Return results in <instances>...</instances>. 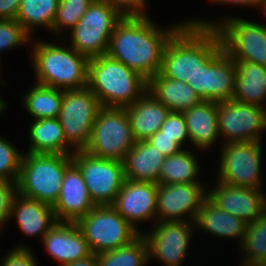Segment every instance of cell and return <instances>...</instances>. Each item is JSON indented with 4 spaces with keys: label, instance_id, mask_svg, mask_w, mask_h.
I'll use <instances>...</instances> for the list:
<instances>
[{
    "label": "cell",
    "instance_id": "cell-1",
    "mask_svg": "<svg viewBox=\"0 0 266 266\" xmlns=\"http://www.w3.org/2000/svg\"><path fill=\"white\" fill-rule=\"evenodd\" d=\"M183 25L164 30L147 16L123 17L114 27L107 55L148 80L160 72L165 47Z\"/></svg>",
    "mask_w": 266,
    "mask_h": 266
},
{
    "label": "cell",
    "instance_id": "cell-2",
    "mask_svg": "<svg viewBox=\"0 0 266 266\" xmlns=\"http://www.w3.org/2000/svg\"><path fill=\"white\" fill-rule=\"evenodd\" d=\"M221 48V38L215 28L184 23L167 43L159 73L166 78L192 82L200 68Z\"/></svg>",
    "mask_w": 266,
    "mask_h": 266
},
{
    "label": "cell",
    "instance_id": "cell-3",
    "mask_svg": "<svg viewBox=\"0 0 266 266\" xmlns=\"http://www.w3.org/2000/svg\"><path fill=\"white\" fill-rule=\"evenodd\" d=\"M87 87L102 107L125 108L147 91V79L106 54L89 58Z\"/></svg>",
    "mask_w": 266,
    "mask_h": 266
},
{
    "label": "cell",
    "instance_id": "cell-4",
    "mask_svg": "<svg viewBox=\"0 0 266 266\" xmlns=\"http://www.w3.org/2000/svg\"><path fill=\"white\" fill-rule=\"evenodd\" d=\"M31 52L37 84L61 90L87 87L89 58L71 46L36 42Z\"/></svg>",
    "mask_w": 266,
    "mask_h": 266
},
{
    "label": "cell",
    "instance_id": "cell-5",
    "mask_svg": "<svg viewBox=\"0 0 266 266\" xmlns=\"http://www.w3.org/2000/svg\"><path fill=\"white\" fill-rule=\"evenodd\" d=\"M72 154H23L16 192L20 195L54 205L60 193Z\"/></svg>",
    "mask_w": 266,
    "mask_h": 266
},
{
    "label": "cell",
    "instance_id": "cell-6",
    "mask_svg": "<svg viewBox=\"0 0 266 266\" xmlns=\"http://www.w3.org/2000/svg\"><path fill=\"white\" fill-rule=\"evenodd\" d=\"M186 24L215 28L222 48L234 61H246L266 67V25L245 19L229 17L221 23L190 20Z\"/></svg>",
    "mask_w": 266,
    "mask_h": 266
},
{
    "label": "cell",
    "instance_id": "cell-7",
    "mask_svg": "<svg viewBox=\"0 0 266 266\" xmlns=\"http://www.w3.org/2000/svg\"><path fill=\"white\" fill-rule=\"evenodd\" d=\"M134 144L135 139L125 108L102 107L84 151L98 158L123 162Z\"/></svg>",
    "mask_w": 266,
    "mask_h": 266
},
{
    "label": "cell",
    "instance_id": "cell-8",
    "mask_svg": "<svg viewBox=\"0 0 266 266\" xmlns=\"http://www.w3.org/2000/svg\"><path fill=\"white\" fill-rule=\"evenodd\" d=\"M76 223L95 254L126 246L140 235L112 205L95 206Z\"/></svg>",
    "mask_w": 266,
    "mask_h": 266
},
{
    "label": "cell",
    "instance_id": "cell-9",
    "mask_svg": "<svg viewBox=\"0 0 266 266\" xmlns=\"http://www.w3.org/2000/svg\"><path fill=\"white\" fill-rule=\"evenodd\" d=\"M123 16L105 0H93L71 30V47L88 58L106 55L115 25Z\"/></svg>",
    "mask_w": 266,
    "mask_h": 266
},
{
    "label": "cell",
    "instance_id": "cell-10",
    "mask_svg": "<svg viewBox=\"0 0 266 266\" xmlns=\"http://www.w3.org/2000/svg\"><path fill=\"white\" fill-rule=\"evenodd\" d=\"M101 108L100 101L88 87L62 90V105L58 119L72 151H84L87 147L92 127Z\"/></svg>",
    "mask_w": 266,
    "mask_h": 266
},
{
    "label": "cell",
    "instance_id": "cell-11",
    "mask_svg": "<svg viewBox=\"0 0 266 266\" xmlns=\"http://www.w3.org/2000/svg\"><path fill=\"white\" fill-rule=\"evenodd\" d=\"M72 163L81 172L94 204L113 205L126 180L124 163L98 158L85 151L73 152Z\"/></svg>",
    "mask_w": 266,
    "mask_h": 266
},
{
    "label": "cell",
    "instance_id": "cell-12",
    "mask_svg": "<svg viewBox=\"0 0 266 266\" xmlns=\"http://www.w3.org/2000/svg\"><path fill=\"white\" fill-rule=\"evenodd\" d=\"M261 151L259 141L224 143L220 152L218 181L261 189Z\"/></svg>",
    "mask_w": 266,
    "mask_h": 266
},
{
    "label": "cell",
    "instance_id": "cell-13",
    "mask_svg": "<svg viewBox=\"0 0 266 266\" xmlns=\"http://www.w3.org/2000/svg\"><path fill=\"white\" fill-rule=\"evenodd\" d=\"M266 130V107L237 100L218 102V131L225 143L241 141L261 142Z\"/></svg>",
    "mask_w": 266,
    "mask_h": 266
},
{
    "label": "cell",
    "instance_id": "cell-14",
    "mask_svg": "<svg viewBox=\"0 0 266 266\" xmlns=\"http://www.w3.org/2000/svg\"><path fill=\"white\" fill-rule=\"evenodd\" d=\"M205 189L200 182L158 184L156 222L186 221L183 215L187 214L188 221L195 223L202 202L207 198Z\"/></svg>",
    "mask_w": 266,
    "mask_h": 266
},
{
    "label": "cell",
    "instance_id": "cell-15",
    "mask_svg": "<svg viewBox=\"0 0 266 266\" xmlns=\"http://www.w3.org/2000/svg\"><path fill=\"white\" fill-rule=\"evenodd\" d=\"M156 223L152 233H142L147 241L149 259L154 257L166 266H181L193 236V228H196L195 223L189 221Z\"/></svg>",
    "mask_w": 266,
    "mask_h": 266
},
{
    "label": "cell",
    "instance_id": "cell-16",
    "mask_svg": "<svg viewBox=\"0 0 266 266\" xmlns=\"http://www.w3.org/2000/svg\"><path fill=\"white\" fill-rule=\"evenodd\" d=\"M236 79V63L221 48L187 82L203 101L223 102L232 99Z\"/></svg>",
    "mask_w": 266,
    "mask_h": 266
},
{
    "label": "cell",
    "instance_id": "cell-17",
    "mask_svg": "<svg viewBox=\"0 0 266 266\" xmlns=\"http://www.w3.org/2000/svg\"><path fill=\"white\" fill-rule=\"evenodd\" d=\"M207 198L218 208L249 224L266 212V194L253 187L233 186L218 181Z\"/></svg>",
    "mask_w": 266,
    "mask_h": 266
},
{
    "label": "cell",
    "instance_id": "cell-18",
    "mask_svg": "<svg viewBox=\"0 0 266 266\" xmlns=\"http://www.w3.org/2000/svg\"><path fill=\"white\" fill-rule=\"evenodd\" d=\"M157 191L156 183L126 179L112 206L142 234L137 227V222L148 219H154L156 222Z\"/></svg>",
    "mask_w": 266,
    "mask_h": 266
},
{
    "label": "cell",
    "instance_id": "cell-19",
    "mask_svg": "<svg viewBox=\"0 0 266 266\" xmlns=\"http://www.w3.org/2000/svg\"><path fill=\"white\" fill-rule=\"evenodd\" d=\"M95 206L81 172L72 163L65 171L59 196L52 206L56 220L77 222Z\"/></svg>",
    "mask_w": 266,
    "mask_h": 266
},
{
    "label": "cell",
    "instance_id": "cell-20",
    "mask_svg": "<svg viewBox=\"0 0 266 266\" xmlns=\"http://www.w3.org/2000/svg\"><path fill=\"white\" fill-rule=\"evenodd\" d=\"M42 241L52 258L62 266L91 254L84 234L76 222H55Z\"/></svg>",
    "mask_w": 266,
    "mask_h": 266
},
{
    "label": "cell",
    "instance_id": "cell-21",
    "mask_svg": "<svg viewBox=\"0 0 266 266\" xmlns=\"http://www.w3.org/2000/svg\"><path fill=\"white\" fill-rule=\"evenodd\" d=\"M16 217L18 227L28 236L41 235V239L57 222L52 205L15 193L10 206L9 219Z\"/></svg>",
    "mask_w": 266,
    "mask_h": 266
},
{
    "label": "cell",
    "instance_id": "cell-22",
    "mask_svg": "<svg viewBox=\"0 0 266 266\" xmlns=\"http://www.w3.org/2000/svg\"><path fill=\"white\" fill-rule=\"evenodd\" d=\"M125 110L135 141L147 140L159 131L171 112L147 91Z\"/></svg>",
    "mask_w": 266,
    "mask_h": 266
},
{
    "label": "cell",
    "instance_id": "cell-23",
    "mask_svg": "<svg viewBox=\"0 0 266 266\" xmlns=\"http://www.w3.org/2000/svg\"><path fill=\"white\" fill-rule=\"evenodd\" d=\"M147 92L171 112H183L203 102L188 83L160 73L147 80Z\"/></svg>",
    "mask_w": 266,
    "mask_h": 266
},
{
    "label": "cell",
    "instance_id": "cell-24",
    "mask_svg": "<svg viewBox=\"0 0 266 266\" xmlns=\"http://www.w3.org/2000/svg\"><path fill=\"white\" fill-rule=\"evenodd\" d=\"M189 140L201 150L209 149L220 136L218 131V102L203 101L182 112Z\"/></svg>",
    "mask_w": 266,
    "mask_h": 266
},
{
    "label": "cell",
    "instance_id": "cell-25",
    "mask_svg": "<svg viewBox=\"0 0 266 266\" xmlns=\"http://www.w3.org/2000/svg\"><path fill=\"white\" fill-rule=\"evenodd\" d=\"M165 157L149 141H135L123 161L125 178L158 184L160 168Z\"/></svg>",
    "mask_w": 266,
    "mask_h": 266
},
{
    "label": "cell",
    "instance_id": "cell-26",
    "mask_svg": "<svg viewBox=\"0 0 266 266\" xmlns=\"http://www.w3.org/2000/svg\"><path fill=\"white\" fill-rule=\"evenodd\" d=\"M236 79L233 100L263 106L266 99V67L246 61H235Z\"/></svg>",
    "mask_w": 266,
    "mask_h": 266
},
{
    "label": "cell",
    "instance_id": "cell-27",
    "mask_svg": "<svg viewBox=\"0 0 266 266\" xmlns=\"http://www.w3.org/2000/svg\"><path fill=\"white\" fill-rule=\"evenodd\" d=\"M195 227L203 229L206 233H210L218 237L237 238L241 242L245 236L247 223L242 219L226 213L224 210L218 208L208 198H206L198 211L195 220Z\"/></svg>",
    "mask_w": 266,
    "mask_h": 266
},
{
    "label": "cell",
    "instance_id": "cell-28",
    "mask_svg": "<svg viewBox=\"0 0 266 266\" xmlns=\"http://www.w3.org/2000/svg\"><path fill=\"white\" fill-rule=\"evenodd\" d=\"M27 153L72 154L58 118L36 119L30 126ZM69 147V148H68ZM70 150V151H69Z\"/></svg>",
    "mask_w": 266,
    "mask_h": 266
},
{
    "label": "cell",
    "instance_id": "cell-29",
    "mask_svg": "<svg viewBox=\"0 0 266 266\" xmlns=\"http://www.w3.org/2000/svg\"><path fill=\"white\" fill-rule=\"evenodd\" d=\"M194 154L182 149L179 153L165 157L162 162L158 184L198 182L200 167Z\"/></svg>",
    "mask_w": 266,
    "mask_h": 266
},
{
    "label": "cell",
    "instance_id": "cell-30",
    "mask_svg": "<svg viewBox=\"0 0 266 266\" xmlns=\"http://www.w3.org/2000/svg\"><path fill=\"white\" fill-rule=\"evenodd\" d=\"M23 98L25 109L33 118H58L62 105V90L35 83Z\"/></svg>",
    "mask_w": 266,
    "mask_h": 266
},
{
    "label": "cell",
    "instance_id": "cell-31",
    "mask_svg": "<svg viewBox=\"0 0 266 266\" xmlns=\"http://www.w3.org/2000/svg\"><path fill=\"white\" fill-rule=\"evenodd\" d=\"M58 4L59 0H22L15 19L30 36L38 25L52 30Z\"/></svg>",
    "mask_w": 266,
    "mask_h": 266
},
{
    "label": "cell",
    "instance_id": "cell-32",
    "mask_svg": "<svg viewBox=\"0 0 266 266\" xmlns=\"http://www.w3.org/2000/svg\"><path fill=\"white\" fill-rule=\"evenodd\" d=\"M148 261V245L142 234L126 246L97 254L98 266H144Z\"/></svg>",
    "mask_w": 266,
    "mask_h": 266
},
{
    "label": "cell",
    "instance_id": "cell-33",
    "mask_svg": "<svg viewBox=\"0 0 266 266\" xmlns=\"http://www.w3.org/2000/svg\"><path fill=\"white\" fill-rule=\"evenodd\" d=\"M241 249L246 256L243 266H254L266 257V212L247 224Z\"/></svg>",
    "mask_w": 266,
    "mask_h": 266
},
{
    "label": "cell",
    "instance_id": "cell-34",
    "mask_svg": "<svg viewBox=\"0 0 266 266\" xmlns=\"http://www.w3.org/2000/svg\"><path fill=\"white\" fill-rule=\"evenodd\" d=\"M92 2L93 0H59L52 26L53 33H62L66 27L72 30Z\"/></svg>",
    "mask_w": 266,
    "mask_h": 266
},
{
    "label": "cell",
    "instance_id": "cell-35",
    "mask_svg": "<svg viewBox=\"0 0 266 266\" xmlns=\"http://www.w3.org/2000/svg\"><path fill=\"white\" fill-rule=\"evenodd\" d=\"M23 153L13 144L0 137V179L16 183L20 173Z\"/></svg>",
    "mask_w": 266,
    "mask_h": 266
},
{
    "label": "cell",
    "instance_id": "cell-36",
    "mask_svg": "<svg viewBox=\"0 0 266 266\" xmlns=\"http://www.w3.org/2000/svg\"><path fill=\"white\" fill-rule=\"evenodd\" d=\"M31 36L16 20H0V52L29 42Z\"/></svg>",
    "mask_w": 266,
    "mask_h": 266
},
{
    "label": "cell",
    "instance_id": "cell-37",
    "mask_svg": "<svg viewBox=\"0 0 266 266\" xmlns=\"http://www.w3.org/2000/svg\"><path fill=\"white\" fill-rule=\"evenodd\" d=\"M160 136H168L181 147L188 138L186 120L182 112H170L160 127Z\"/></svg>",
    "mask_w": 266,
    "mask_h": 266
},
{
    "label": "cell",
    "instance_id": "cell-38",
    "mask_svg": "<svg viewBox=\"0 0 266 266\" xmlns=\"http://www.w3.org/2000/svg\"><path fill=\"white\" fill-rule=\"evenodd\" d=\"M109 2L123 17H144L146 0H105Z\"/></svg>",
    "mask_w": 266,
    "mask_h": 266
},
{
    "label": "cell",
    "instance_id": "cell-39",
    "mask_svg": "<svg viewBox=\"0 0 266 266\" xmlns=\"http://www.w3.org/2000/svg\"><path fill=\"white\" fill-rule=\"evenodd\" d=\"M32 252L27 247L19 245L8 252L0 266H37Z\"/></svg>",
    "mask_w": 266,
    "mask_h": 266
},
{
    "label": "cell",
    "instance_id": "cell-40",
    "mask_svg": "<svg viewBox=\"0 0 266 266\" xmlns=\"http://www.w3.org/2000/svg\"><path fill=\"white\" fill-rule=\"evenodd\" d=\"M15 193L16 183L0 179V228L10 218V206Z\"/></svg>",
    "mask_w": 266,
    "mask_h": 266
},
{
    "label": "cell",
    "instance_id": "cell-41",
    "mask_svg": "<svg viewBox=\"0 0 266 266\" xmlns=\"http://www.w3.org/2000/svg\"><path fill=\"white\" fill-rule=\"evenodd\" d=\"M156 149L166 157L179 153L182 148L168 136H160V130L147 139Z\"/></svg>",
    "mask_w": 266,
    "mask_h": 266
},
{
    "label": "cell",
    "instance_id": "cell-42",
    "mask_svg": "<svg viewBox=\"0 0 266 266\" xmlns=\"http://www.w3.org/2000/svg\"><path fill=\"white\" fill-rule=\"evenodd\" d=\"M22 0H0V20L16 18Z\"/></svg>",
    "mask_w": 266,
    "mask_h": 266
},
{
    "label": "cell",
    "instance_id": "cell-43",
    "mask_svg": "<svg viewBox=\"0 0 266 266\" xmlns=\"http://www.w3.org/2000/svg\"><path fill=\"white\" fill-rule=\"evenodd\" d=\"M63 266H98L97 254L91 253L83 259H79L70 263H67Z\"/></svg>",
    "mask_w": 266,
    "mask_h": 266
},
{
    "label": "cell",
    "instance_id": "cell-44",
    "mask_svg": "<svg viewBox=\"0 0 266 266\" xmlns=\"http://www.w3.org/2000/svg\"><path fill=\"white\" fill-rule=\"evenodd\" d=\"M211 2H219V3H229L231 4H240L243 6H261V0H209Z\"/></svg>",
    "mask_w": 266,
    "mask_h": 266
},
{
    "label": "cell",
    "instance_id": "cell-45",
    "mask_svg": "<svg viewBox=\"0 0 266 266\" xmlns=\"http://www.w3.org/2000/svg\"><path fill=\"white\" fill-rule=\"evenodd\" d=\"M5 101L0 97V110L4 111L7 105H5Z\"/></svg>",
    "mask_w": 266,
    "mask_h": 266
},
{
    "label": "cell",
    "instance_id": "cell-46",
    "mask_svg": "<svg viewBox=\"0 0 266 266\" xmlns=\"http://www.w3.org/2000/svg\"><path fill=\"white\" fill-rule=\"evenodd\" d=\"M261 6H262V8L264 7V9L266 11V0H261Z\"/></svg>",
    "mask_w": 266,
    "mask_h": 266
},
{
    "label": "cell",
    "instance_id": "cell-47",
    "mask_svg": "<svg viewBox=\"0 0 266 266\" xmlns=\"http://www.w3.org/2000/svg\"><path fill=\"white\" fill-rule=\"evenodd\" d=\"M254 266H266V263H257Z\"/></svg>",
    "mask_w": 266,
    "mask_h": 266
},
{
    "label": "cell",
    "instance_id": "cell-48",
    "mask_svg": "<svg viewBox=\"0 0 266 266\" xmlns=\"http://www.w3.org/2000/svg\"><path fill=\"white\" fill-rule=\"evenodd\" d=\"M260 263H266V257Z\"/></svg>",
    "mask_w": 266,
    "mask_h": 266
}]
</instances>
